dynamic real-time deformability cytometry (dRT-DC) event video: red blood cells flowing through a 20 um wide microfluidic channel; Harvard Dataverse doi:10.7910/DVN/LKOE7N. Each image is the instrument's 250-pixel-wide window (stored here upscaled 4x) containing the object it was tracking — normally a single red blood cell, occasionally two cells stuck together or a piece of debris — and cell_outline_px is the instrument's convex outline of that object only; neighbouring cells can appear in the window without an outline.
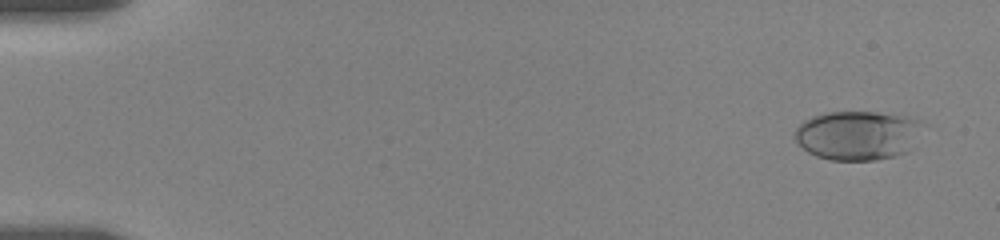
{"species": "human", "species_latin": "Homo sapiens", "temperature_condition": "room temperature", "stored_images_in_passage": 35, "camera_frame_rate_fps": 3000, "um_per_image_px": 0.085, "donor": {"sex": "female"}, "frame": {"image": 1, "passage_image": 2, "time_ms": 0.667, "image_size_px": [1000, 240], "cell_outline_px": [[928, 124], [908, 152], [896, 156], [876, 160], [828, 160], [816, 156], [808, 152], [796, 140], [796, 128], [804, 120], [812, 116], [824, 112], [876, 112], [908, 116], [924, 120]], "centroid_in_image_um": [73.0, 11.49], "position_along_channel_um": 12.0, "area_um2": 37.4}}
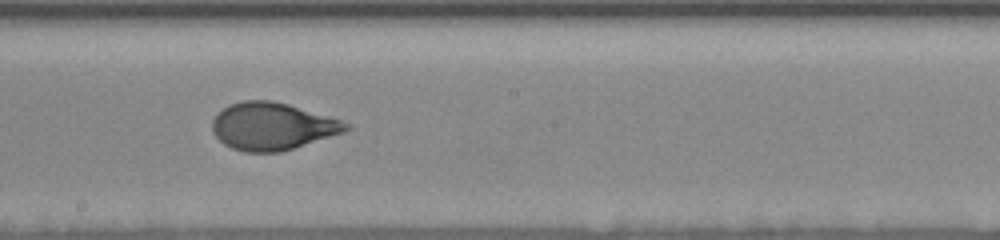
{"frame": {"image": 2, "passage_image": 20, "time_ms": 10.667, "image_size_px": [1000, 240], "cell_outline_px": [[352, 128], [344, 132], [280, 152], [244, 152], [232, 148], [224, 144], [212, 132], [212, 120], [216, 112], [228, 104], [240, 100], [272, 100], [288, 104], [328, 116], [352, 124]], "centroid_in_image_um": [23.11, 10.72], "position_along_channel_um": 225.1, "area_um2": 37.05}}
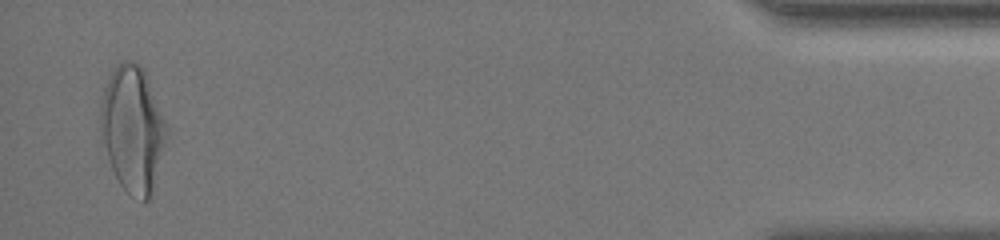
{"frame": {"image": 3, "passage_image": 35, "time_ms": 18.333, "image_size_px": [1000, 240], "cell_outline_px": [[168, 136], [148, 200], [144, 200], [128, 192], [120, 184], [112, 168], [108, 156], [100, 128], [100, 108], [104, 88], [112, 72], [120, 60], [132, 60], [140, 64], [144, 68], [168, 124]], "centroid_in_image_um": [11.3, 10.87], "position_along_channel_um": 423.9, "area_um2": 48.03}, "authors_computed_cell_mechanics": {"area_um2": 36.7608, "velocity_mm_per_s": 3.5365, "shape_relaxation_time_tau1_ms": 4.5638, "shape_relaxation_time_tau2_ms": null, "deformation_change_tau1": 0.1869, "deformation_change_tau2": null}}